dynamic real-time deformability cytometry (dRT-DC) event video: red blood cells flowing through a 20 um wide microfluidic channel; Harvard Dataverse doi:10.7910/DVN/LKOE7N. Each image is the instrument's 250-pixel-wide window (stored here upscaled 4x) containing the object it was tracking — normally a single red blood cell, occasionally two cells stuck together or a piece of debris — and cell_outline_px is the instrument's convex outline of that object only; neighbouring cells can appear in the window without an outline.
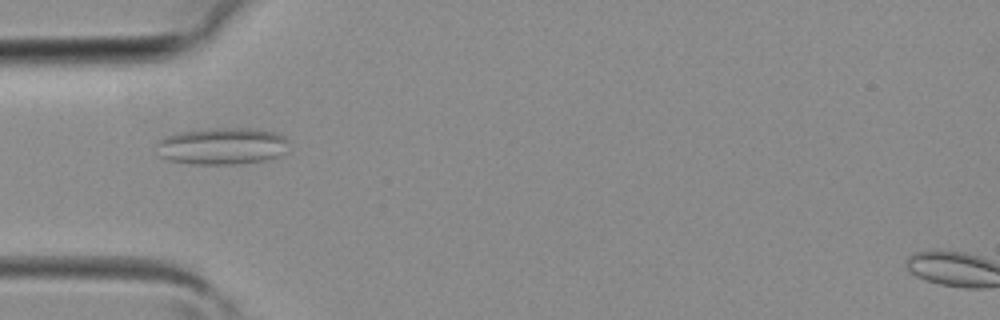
{"species": "common noctule bat (a hibernating species)", "species_latin": "Nyctalus noctula", "temperature_condition": "room temperature", "stored_images_in_passage": 30, "camera_frame_rate_fps": 3000, "um_per_image_px": 0.085, "animal": {"sex": "female", "body_mass_g": 19.3, "forearm_length_mm": 54.1}, "frame": {"image": 1, "passage_image": 2, "time_ms": 0.333, "image_size_px": [1000, 320], "cell_outline_px": [[288, 152], [264, 160], [236, 164], [192, 164], [168, 160], [156, 156], [156, 144], [164, 136], [176, 132], [216, 128], [256, 128], [276, 132], [284, 136], [288, 140]], "centroid_in_image_um": [18.85, 12.41], "position_along_channel_um": 66.1, "area_um2": 28.96}}
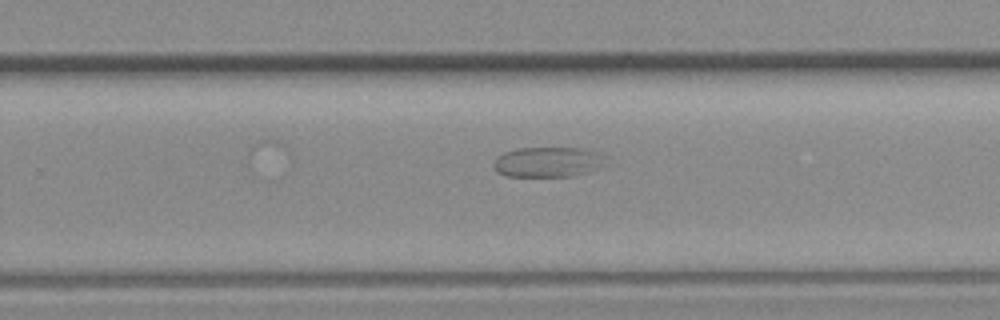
{"frame": {"image": 2, "passage_image": 15, "time_ms": 4.667, "image_size_px": [1000, 320], "cell_outline_px": [[604, 156], [596, 164], [584, 172], [572, 176], [504, 176], [496, 172], [492, 164], [496, 156], [504, 152], [516, 148], [580, 148], [596, 152]], "centroid_in_image_um": [46.35, 13.76], "position_along_channel_um": 283.4, "area_um2": 19.07}}
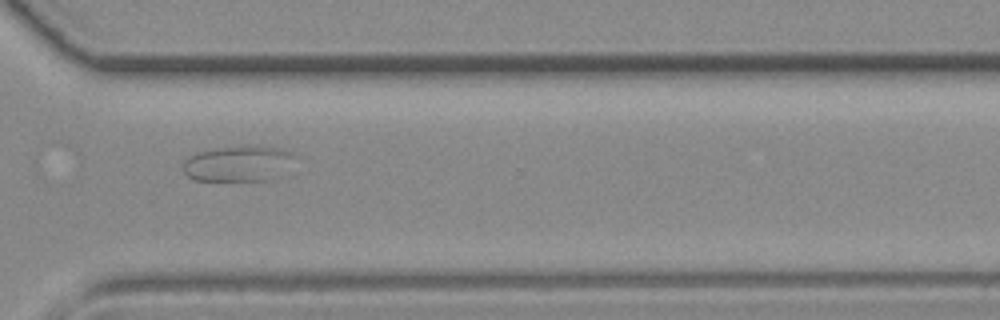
{"frame": {"image": 3, "passage_image": 19, "time_ms": 6.0, "image_size_px": [1000, 320], "cell_outline_px": [[296, 156], [272, 180], [192, 180], [184, 172], [184, 160], [188, 156], [200, 152], [220, 148], [280, 148], [292, 152]], "centroid_in_image_um": [20.19, 13.94], "position_along_channel_um": 350.4, "area_um2": 22.14}}